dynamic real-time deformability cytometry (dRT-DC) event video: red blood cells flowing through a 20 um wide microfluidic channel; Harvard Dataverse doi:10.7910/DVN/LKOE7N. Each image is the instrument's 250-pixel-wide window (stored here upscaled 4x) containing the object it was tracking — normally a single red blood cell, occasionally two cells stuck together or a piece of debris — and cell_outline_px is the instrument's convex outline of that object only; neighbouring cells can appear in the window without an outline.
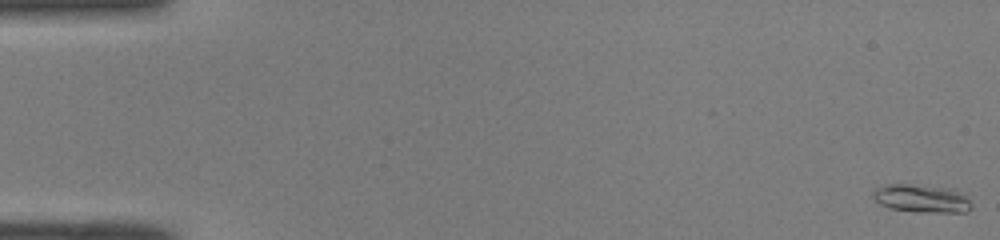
{"species": "common noctule bat (a hibernating species)", "species_latin": "Nyctalus noctula", "temperature_condition": "room temperature", "stored_images_in_passage": 34, "camera_frame_rate_fps": 3000, "um_per_image_px": 0.085, "animal": {"sex": "male", "body_mass_g": 19.0, "forearm_length_mm": 50.8}, "frame": {"image": 1, "passage_image": 1, "time_ms": 0.0, "image_size_px": [1000, 240], "cell_outline_px": [[972, 208], [968, 212], [916, 212], [892, 208], [880, 204], [872, 196], [872, 192], [876, 188], [888, 184], [908, 184], [952, 188], [964, 196], [972, 204]], "centroid_in_image_um": [78.34, 16.87], "position_along_channel_um": 6.7, "area_um2": 16.01}}
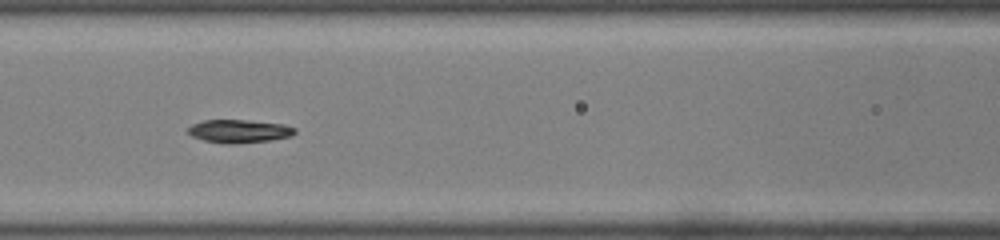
{"frame": {"image": 2, "passage_image": 23, "time_ms": 7.333, "image_size_px": [1000, 240], "cell_outline_px": [[296, 132], [292, 136], [268, 140], [232, 144], [224, 144], [204, 140], [192, 136], [188, 132], [188, 128], [192, 124], [204, 120], [244, 120], [284, 124], [296, 128]], "centroid_in_image_um": [20.33, 11.15], "position_along_channel_um": 146.3, "area_um2": 14.33}}
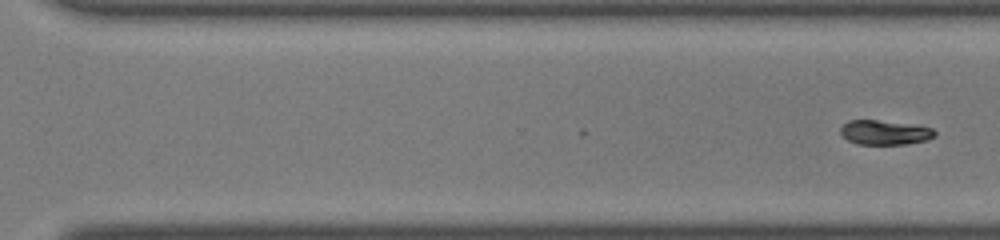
{"frame": {"image": 3, "passage_image": 34, "time_ms": 11.0, "image_size_px": [1000, 240], "cell_outline_px": [[936, 136], [928, 140], [908, 144], [856, 144], [848, 140], [840, 132], [840, 128], [848, 120], [876, 120], [932, 128], [936, 132]], "centroid_in_image_um": [75.2, 11.27], "position_along_channel_um": 295.4, "area_um2": 13.29}}